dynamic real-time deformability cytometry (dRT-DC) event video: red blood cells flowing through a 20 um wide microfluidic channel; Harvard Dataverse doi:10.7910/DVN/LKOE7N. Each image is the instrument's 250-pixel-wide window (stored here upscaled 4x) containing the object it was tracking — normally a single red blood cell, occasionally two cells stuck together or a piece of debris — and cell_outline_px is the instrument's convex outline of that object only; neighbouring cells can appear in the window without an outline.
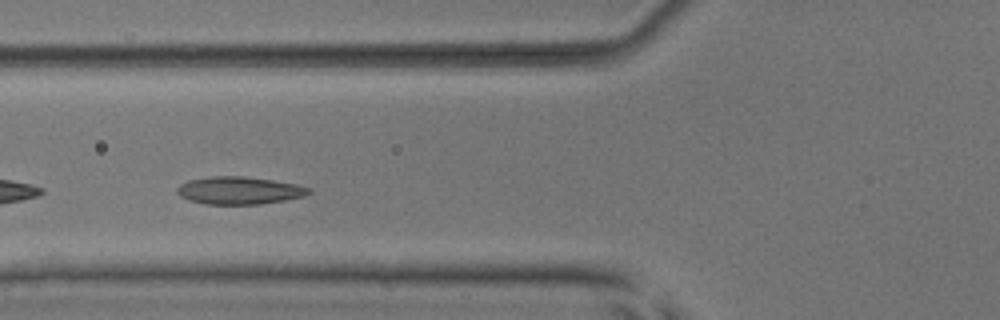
{"species": "common noctule bat (a hibernating species)", "species_latin": "Nyctalus noctula", "temperature_condition": "room temperature", "stored_images_in_passage": 5, "camera_frame_rate_fps": 3000, "um_per_image_px": 0.085, "animal": {"sex": "male", "body_mass_g": 17.9, "forearm_length_mm": 54.2}, "frame": {"image": 1, "passage_image": 4, "time_ms": 4.333, "image_size_px": [1000, 320], "cell_outline_px": [[312, 192], [304, 196], [284, 200], [260, 204], [208, 204], [192, 200], [180, 196], [176, 192], [176, 188], [180, 184], [188, 180], [212, 176], [244, 176], [272, 180], [296, 184], [312, 188]], "centroid_in_image_um": [20.35, 16.18], "position_along_channel_um": 105.4, "area_um2": 21.1}}
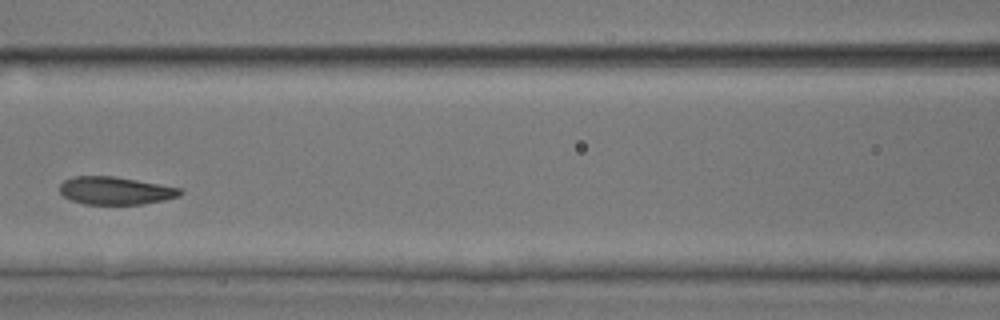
{"frame": {"image": 2, "passage_image": 5, "time_ms": 5.667, "image_size_px": [1000, 320], "cell_outline_px": [[184, 192], [180, 196], [164, 200], [144, 204], [84, 204], [72, 200], [64, 196], [60, 192], [60, 184], [64, 180], [72, 176], [112, 176], [160, 184], [180, 188]], "centroid_in_image_um": [9.82, 16.2], "position_along_channel_um": 156.8, "area_um2": 19.48}}